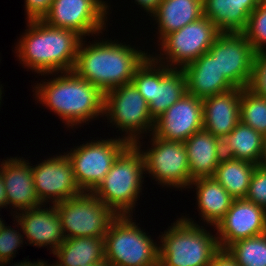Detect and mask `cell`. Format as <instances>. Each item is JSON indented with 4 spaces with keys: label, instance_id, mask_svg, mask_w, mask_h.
<instances>
[{
    "label": "cell",
    "instance_id": "6da1fadb",
    "mask_svg": "<svg viewBox=\"0 0 266 266\" xmlns=\"http://www.w3.org/2000/svg\"><path fill=\"white\" fill-rule=\"evenodd\" d=\"M27 22L28 29L15 47L22 64L41 75L72 71L82 37L43 20Z\"/></svg>",
    "mask_w": 266,
    "mask_h": 266
},
{
    "label": "cell",
    "instance_id": "7a4b0ae2",
    "mask_svg": "<svg viewBox=\"0 0 266 266\" xmlns=\"http://www.w3.org/2000/svg\"><path fill=\"white\" fill-rule=\"evenodd\" d=\"M80 42L73 72L103 93L130 83L135 71L149 56L130 45L98 41L86 47Z\"/></svg>",
    "mask_w": 266,
    "mask_h": 266
},
{
    "label": "cell",
    "instance_id": "3957f363",
    "mask_svg": "<svg viewBox=\"0 0 266 266\" xmlns=\"http://www.w3.org/2000/svg\"><path fill=\"white\" fill-rule=\"evenodd\" d=\"M35 86L38 101L58 114L67 126L104 116V93L73 71L61 72L58 77Z\"/></svg>",
    "mask_w": 266,
    "mask_h": 266
},
{
    "label": "cell",
    "instance_id": "277c9868",
    "mask_svg": "<svg viewBox=\"0 0 266 266\" xmlns=\"http://www.w3.org/2000/svg\"><path fill=\"white\" fill-rule=\"evenodd\" d=\"M140 141L130 144L92 193L117 215H131L142 187L144 160Z\"/></svg>",
    "mask_w": 266,
    "mask_h": 266
},
{
    "label": "cell",
    "instance_id": "5b68a950",
    "mask_svg": "<svg viewBox=\"0 0 266 266\" xmlns=\"http://www.w3.org/2000/svg\"><path fill=\"white\" fill-rule=\"evenodd\" d=\"M176 221L159 236V266H208L220 250L217 236L190 218Z\"/></svg>",
    "mask_w": 266,
    "mask_h": 266
},
{
    "label": "cell",
    "instance_id": "8992f818",
    "mask_svg": "<svg viewBox=\"0 0 266 266\" xmlns=\"http://www.w3.org/2000/svg\"><path fill=\"white\" fill-rule=\"evenodd\" d=\"M130 216L111 222L104 236L105 259L111 266H159V246Z\"/></svg>",
    "mask_w": 266,
    "mask_h": 266
},
{
    "label": "cell",
    "instance_id": "52a82bcc",
    "mask_svg": "<svg viewBox=\"0 0 266 266\" xmlns=\"http://www.w3.org/2000/svg\"><path fill=\"white\" fill-rule=\"evenodd\" d=\"M65 239L76 237L104 238L111 222L118 216L92 192L55 204ZM68 233V234H66Z\"/></svg>",
    "mask_w": 266,
    "mask_h": 266
},
{
    "label": "cell",
    "instance_id": "ba28073f",
    "mask_svg": "<svg viewBox=\"0 0 266 266\" xmlns=\"http://www.w3.org/2000/svg\"><path fill=\"white\" fill-rule=\"evenodd\" d=\"M104 115L116 128L126 132L124 140L130 144L139 140L138 134L146 129L152 133L154 129L155 120L149 113L148 103L132 82L104 93Z\"/></svg>",
    "mask_w": 266,
    "mask_h": 266
},
{
    "label": "cell",
    "instance_id": "9c48e42d",
    "mask_svg": "<svg viewBox=\"0 0 266 266\" xmlns=\"http://www.w3.org/2000/svg\"><path fill=\"white\" fill-rule=\"evenodd\" d=\"M130 145L122 138L87 142L70 150L76 182L83 192H92L107 175L118 156Z\"/></svg>",
    "mask_w": 266,
    "mask_h": 266
},
{
    "label": "cell",
    "instance_id": "30bf717a",
    "mask_svg": "<svg viewBox=\"0 0 266 266\" xmlns=\"http://www.w3.org/2000/svg\"><path fill=\"white\" fill-rule=\"evenodd\" d=\"M220 33L213 22L202 16L159 41L158 45H161L162 52L167 56L168 61L164 60L163 62V57L159 56L153 58L159 63L162 62L161 64H167L166 66L170 68L182 69L197 60L202 54L207 53Z\"/></svg>",
    "mask_w": 266,
    "mask_h": 266
},
{
    "label": "cell",
    "instance_id": "8fae6325",
    "mask_svg": "<svg viewBox=\"0 0 266 266\" xmlns=\"http://www.w3.org/2000/svg\"><path fill=\"white\" fill-rule=\"evenodd\" d=\"M152 136V148L141 151L144 169L162 186L190 187V170L186 148L181 141H167ZM144 152V153H143Z\"/></svg>",
    "mask_w": 266,
    "mask_h": 266
},
{
    "label": "cell",
    "instance_id": "7c38bea8",
    "mask_svg": "<svg viewBox=\"0 0 266 266\" xmlns=\"http://www.w3.org/2000/svg\"><path fill=\"white\" fill-rule=\"evenodd\" d=\"M102 0H53L43 21L49 26L72 30L83 36L102 33L108 5ZM106 17V18H105ZM87 34V35H86Z\"/></svg>",
    "mask_w": 266,
    "mask_h": 266
},
{
    "label": "cell",
    "instance_id": "4fadbf2b",
    "mask_svg": "<svg viewBox=\"0 0 266 266\" xmlns=\"http://www.w3.org/2000/svg\"><path fill=\"white\" fill-rule=\"evenodd\" d=\"M208 52L216 58L220 73L235 87H248L256 52L243 33L221 32Z\"/></svg>",
    "mask_w": 266,
    "mask_h": 266
},
{
    "label": "cell",
    "instance_id": "5bb4252c",
    "mask_svg": "<svg viewBox=\"0 0 266 266\" xmlns=\"http://www.w3.org/2000/svg\"><path fill=\"white\" fill-rule=\"evenodd\" d=\"M31 170L36 195L42 204L50 202V198L53 200L52 204H56L83 193L66 153L44 160L35 167L31 166Z\"/></svg>",
    "mask_w": 266,
    "mask_h": 266
},
{
    "label": "cell",
    "instance_id": "9a60e30c",
    "mask_svg": "<svg viewBox=\"0 0 266 266\" xmlns=\"http://www.w3.org/2000/svg\"><path fill=\"white\" fill-rule=\"evenodd\" d=\"M216 230L220 249H226L235 241L264 234L266 209L245 198L234 199Z\"/></svg>",
    "mask_w": 266,
    "mask_h": 266
},
{
    "label": "cell",
    "instance_id": "2e32d148",
    "mask_svg": "<svg viewBox=\"0 0 266 266\" xmlns=\"http://www.w3.org/2000/svg\"><path fill=\"white\" fill-rule=\"evenodd\" d=\"M203 129V101L186 93L155 119L153 134L167 141L185 142Z\"/></svg>",
    "mask_w": 266,
    "mask_h": 266
},
{
    "label": "cell",
    "instance_id": "e0dca14e",
    "mask_svg": "<svg viewBox=\"0 0 266 266\" xmlns=\"http://www.w3.org/2000/svg\"><path fill=\"white\" fill-rule=\"evenodd\" d=\"M42 205L22 210V213L15 216L18 226L20 225L29 244L34 246L51 245V251L54 253L57 248L65 241V236L62 230L59 213L56 210L55 204L49 209L41 208Z\"/></svg>",
    "mask_w": 266,
    "mask_h": 266
},
{
    "label": "cell",
    "instance_id": "ac0fdd59",
    "mask_svg": "<svg viewBox=\"0 0 266 266\" xmlns=\"http://www.w3.org/2000/svg\"><path fill=\"white\" fill-rule=\"evenodd\" d=\"M25 161L20 157L10 158L0 164L7 205L20 212L43 205L36 195L30 163Z\"/></svg>",
    "mask_w": 266,
    "mask_h": 266
},
{
    "label": "cell",
    "instance_id": "d6986e66",
    "mask_svg": "<svg viewBox=\"0 0 266 266\" xmlns=\"http://www.w3.org/2000/svg\"><path fill=\"white\" fill-rule=\"evenodd\" d=\"M241 88L203 98V129L223 140L240 122Z\"/></svg>",
    "mask_w": 266,
    "mask_h": 266
},
{
    "label": "cell",
    "instance_id": "ffe728a7",
    "mask_svg": "<svg viewBox=\"0 0 266 266\" xmlns=\"http://www.w3.org/2000/svg\"><path fill=\"white\" fill-rule=\"evenodd\" d=\"M187 93L203 99L229 91L235 86L220 73L218 62L209 52L182 68Z\"/></svg>",
    "mask_w": 266,
    "mask_h": 266
},
{
    "label": "cell",
    "instance_id": "44dd1931",
    "mask_svg": "<svg viewBox=\"0 0 266 266\" xmlns=\"http://www.w3.org/2000/svg\"><path fill=\"white\" fill-rule=\"evenodd\" d=\"M183 144L188 156L190 179L213 177L223 157L222 140L201 129Z\"/></svg>",
    "mask_w": 266,
    "mask_h": 266
},
{
    "label": "cell",
    "instance_id": "7402d4cb",
    "mask_svg": "<svg viewBox=\"0 0 266 266\" xmlns=\"http://www.w3.org/2000/svg\"><path fill=\"white\" fill-rule=\"evenodd\" d=\"M260 0H203V16L220 32L243 33Z\"/></svg>",
    "mask_w": 266,
    "mask_h": 266
},
{
    "label": "cell",
    "instance_id": "603a6c76",
    "mask_svg": "<svg viewBox=\"0 0 266 266\" xmlns=\"http://www.w3.org/2000/svg\"><path fill=\"white\" fill-rule=\"evenodd\" d=\"M186 93V79L182 69L170 68L154 59V91L148 104L152 118H158Z\"/></svg>",
    "mask_w": 266,
    "mask_h": 266
},
{
    "label": "cell",
    "instance_id": "cb8c5ba5",
    "mask_svg": "<svg viewBox=\"0 0 266 266\" xmlns=\"http://www.w3.org/2000/svg\"><path fill=\"white\" fill-rule=\"evenodd\" d=\"M196 186L198 209L207 224L215 225L224 218L234 198L214 177L197 178L191 181Z\"/></svg>",
    "mask_w": 266,
    "mask_h": 266
},
{
    "label": "cell",
    "instance_id": "d4e9b609",
    "mask_svg": "<svg viewBox=\"0 0 266 266\" xmlns=\"http://www.w3.org/2000/svg\"><path fill=\"white\" fill-rule=\"evenodd\" d=\"M158 23L160 41L203 16V0H163L152 15Z\"/></svg>",
    "mask_w": 266,
    "mask_h": 266
},
{
    "label": "cell",
    "instance_id": "484cf974",
    "mask_svg": "<svg viewBox=\"0 0 266 266\" xmlns=\"http://www.w3.org/2000/svg\"><path fill=\"white\" fill-rule=\"evenodd\" d=\"M264 138L255 129L239 122L222 140V154L225 157L260 165L264 151Z\"/></svg>",
    "mask_w": 266,
    "mask_h": 266
},
{
    "label": "cell",
    "instance_id": "4316f807",
    "mask_svg": "<svg viewBox=\"0 0 266 266\" xmlns=\"http://www.w3.org/2000/svg\"><path fill=\"white\" fill-rule=\"evenodd\" d=\"M55 266H85L105 259L104 238L76 237L65 241L53 253ZM59 261V262H58Z\"/></svg>",
    "mask_w": 266,
    "mask_h": 266
},
{
    "label": "cell",
    "instance_id": "83f0119b",
    "mask_svg": "<svg viewBox=\"0 0 266 266\" xmlns=\"http://www.w3.org/2000/svg\"><path fill=\"white\" fill-rule=\"evenodd\" d=\"M256 164L223 156L214 178L234 198H245Z\"/></svg>",
    "mask_w": 266,
    "mask_h": 266
},
{
    "label": "cell",
    "instance_id": "f1b7e54d",
    "mask_svg": "<svg viewBox=\"0 0 266 266\" xmlns=\"http://www.w3.org/2000/svg\"><path fill=\"white\" fill-rule=\"evenodd\" d=\"M226 250L239 266H266V233L235 241Z\"/></svg>",
    "mask_w": 266,
    "mask_h": 266
},
{
    "label": "cell",
    "instance_id": "f546056e",
    "mask_svg": "<svg viewBox=\"0 0 266 266\" xmlns=\"http://www.w3.org/2000/svg\"><path fill=\"white\" fill-rule=\"evenodd\" d=\"M240 122L266 136V98L248 88L241 90Z\"/></svg>",
    "mask_w": 266,
    "mask_h": 266
},
{
    "label": "cell",
    "instance_id": "4dcf8cb0",
    "mask_svg": "<svg viewBox=\"0 0 266 266\" xmlns=\"http://www.w3.org/2000/svg\"><path fill=\"white\" fill-rule=\"evenodd\" d=\"M243 34L255 52L266 50V0H260L258 7L251 13Z\"/></svg>",
    "mask_w": 266,
    "mask_h": 266
},
{
    "label": "cell",
    "instance_id": "1f68e13d",
    "mask_svg": "<svg viewBox=\"0 0 266 266\" xmlns=\"http://www.w3.org/2000/svg\"><path fill=\"white\" fill-rule=\"evenodd\" d=\"M131 82L149 104L154 91V58L150 54L137 68Z\"/></svg>",
    "mask_w": 266,
    "mask_h": 266
},
{
    "label": "cell",
    "instance_id": "d6a6232c",
    "mask_svg": "<svg viewBox=\"0 0 266 266\" xmlns=\"http://www.w3.org/2000/svg\"><path fill=\"white\" fill-rule=\"evenodd\" d=\"M23 234L11 228V226H4L0 232V266L11 264L10 260L13 259L18 247L23 244Z\"/></svg>",
    "mask_w": 266,
    "mask_h": 266
},
{
    "label": "cell",
    "instance_id": "836d02e7",
    "mask_svg": "<svg viewBox=\"0 0 266 266\" xmlns=\"http://www.w3.org/2000/svg\"><path fill=\"white\" fill-rule=\"evenodd\" d=\"M245 199L266 209V169L257 165L254 169Z\"/></svg>",
    "mask_w": 266,
    "mask_h": 266
},
{
    "label": "cell",
    "instance_id": "e575fe53",
    "mask_svg": "<svg viewBox=\"0 0 266 266\" xmlns=\"http://www.w3.org/2000/svg\"><path fill=\"white\" fill-rule=\"evenodd\" d=\"M247 88L266 98V50L255 53L252 76Z\"/></svg>",
    "mask_w": 266,
    "mask_h": 266
},
{
    "label": "cell",
    "instance_id": "d590c367",
    "mask_svg": "<svg viewBox=\"0 0 266 266\" xmlns=\"http://www.w3.org/2000/svg\"><path fill=\"white\" fill-rule=\"evenodd\" d=\"M53 0H25L28 21L42 20L48 13Z\"/></svg>",
    "mask_w": 266,
    "mask_h": 266
},
{
    "label": "cell",
    "instance_id": "8d00e7d4",
    "mask_svg": "<svg viewBox=\"0 0 266 266\" xmlns=\"http://www.w3.org/2000/svg\"><path fill=\"white\" fill-rule=\"evenodd\" d=\"M208 266H239L237 261L226 249H220L212 258Z\"/></svg>",
    "mask_w": 266,
    "mask_h": 266
},
{
    "label": "cell",
    "instance_id": "74e56055",
    "mask_svg": "<svg viewBox=\"0 0 266 266\" xmlns=\"http://www.w3.org/2000/svg\"><path fill=\"white\" fill-rule=\"evenodd\" d=\"M163 0H135L144 10L149 12L151 16L157 11Z\"/></svg>",
    "mask_w": 266,
    "mask_h": 266
},
{
    "label": "cell",
    "instance_id": "f35d334b",
    "mask_svg": "<svg viewBox=\"0 0 266 266\" xmlns=\"http://www.w3.org/2000/svg\"><path fill=\"white\" fill-rule=\"evenodd\" d=\"M7 206L6 189L0 173V208Z\"/></svg>",
    "mask_w": 266,
    "mask_h": 266
},
{
    "label": "cell",
    "instance_id": "ab89813d",
    "mask_svg": "<svg viewBox=\"0 0 266 266\" xmlns=\"http://www.w3.org/2000/svg\"><path fill=\"white\" fill-rule=\"evenodd\" d=\"M42 262L43 261H36V262H34V263H32V262H30V261H24L23 260V262L21 261V262H16V264H14L13 265V263H12V266H41V264H42ZM11 266V265H10Z\"/></svg>",
    "mask_w": 266,
    "mask_h": 266
},
{
    "label": "cell",
    "instance_id": "60d3db41",
    "mask_svg": "<svg viewBox=\"0 0 266 266\" xmlns=\"http://www.w3.org/2000/svg\"><path fill=\"white\" fill-rule=\"evenodd\" d=\"M260 165L266 169V136L264 138V151Z\"/></svg>",
    "mask_w": 266,
    "mask_h": 266
},
{
    "label": "cell",
    "instance_id": "b9f144b4",
    "mask_svg": "<svg viewBox=\"0 0 266 266\" xmlns=\"http://www.w3.org/2000/svg\"><path fill=\"white\" fill-rule=\"evenodd\" d=\"M85 266H111V264L106 259H104L101 262Z\"/></svg>",
    "mask_w": 266,
    "mask_h": 266
},
{
    "label": "cell",
    "instance_id": "7bdbcfd3",
    "mask_svg": "<svg viewBox=\"0 0 266 266\" xmlns=\"http://www.w3.org/2000/svg\"><path fill=\"white\" fill-rule=\"evenodd\" d=\"M1 216V215H0ZM5 226V224H4V222L1 220V218H0V232H1V230H2V228Z\"/></svg>",
    "mask_w": 266,
    "mask_h": 266
},
{
    "label": "cell",
    "instance_id": "ee69618b",
    "mask_svg": "<svg viewBox=\"0 0 266 266\" xmlns=\"http://www.w3.org/2000/svg\"><path fill=\"white\" fill-rule=\"evenodd\" d=\"M41 266H50V265H47V263L43 261L42 264H41ZM51 266H55V265L53 264Z\"/></svg>",
    "mask_w": 266,
    "mask_h": 266
},
{
    "label": "cell",
    "instance_id": "f6af8a7d",
    "mask_svg": "<svg viewBox=\"0 0 266 266\" xmlns=\"http://www.w3.org/2000/svg\"><path fill=\"white\" fill-rule=\"evenodd\" d=\"M1 88H2V87H0V100H1V97H2V96H1V95H2V90H1ZM0 103H1V101H0Z\"/></svg>",
    "mask_w": 266,
    "mask_h": 266
}]
</instances>
